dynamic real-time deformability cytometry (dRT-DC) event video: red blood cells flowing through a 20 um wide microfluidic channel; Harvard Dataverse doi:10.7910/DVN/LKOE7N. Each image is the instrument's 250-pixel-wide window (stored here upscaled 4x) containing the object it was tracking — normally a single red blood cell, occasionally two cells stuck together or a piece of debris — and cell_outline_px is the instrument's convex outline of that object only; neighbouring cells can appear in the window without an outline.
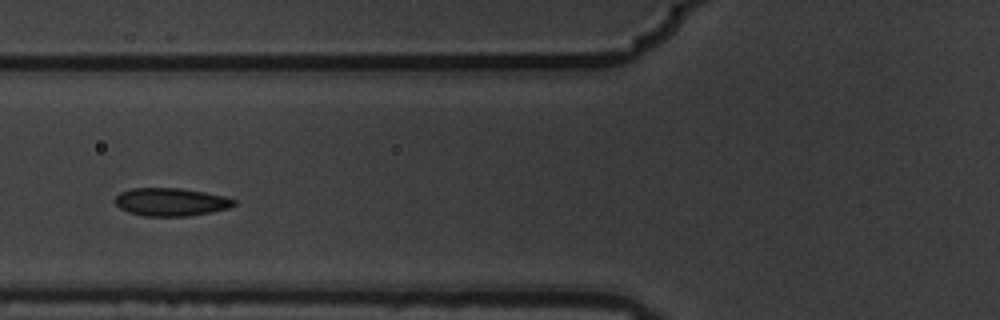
{"species": "common noctule bat (a hibernating species)", "species_latin": "Nyctalus noctula", "temperature_condition": "warm", "stored_images_in_passage": 9, "camera_frame_rate_fps": 3000, "um_per_image_px": 0.085, "animal": {"sex": "male", "body_mass_g": 19.5, "forearm_length_mm": 54.6}, "frame": {"image": 1, "passage_image": 4, "time_ms": 1.0, "image_size_px": [1000, 320], "cell_outline_px": [[236, 204], [228, 208], [212, 212], [188, 216], [144, 216], [128, 212], [120, 208], [112, 200], [120, 192], [132, 188], [180, 188], [204, 192], [224, 196], [236, 200]], "centroid_in_image_um": [14.5, 17.17], "position_along_channel_um": 111.3, "area_um2": 19.48}}
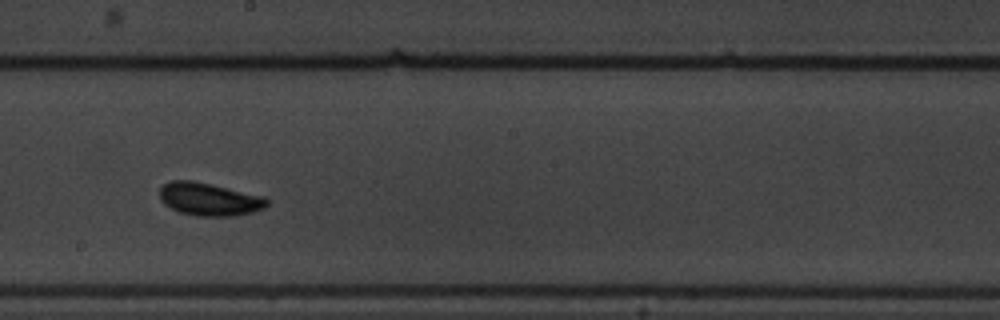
{"frame": {"image": 2, "passage_image": 7, "time_ms": 2.0, "image_size_px": [1000, 320], "cell_outline_px": [[268, 204], [264, 208], [252, 212], [232, 216], [196, 216], [180, 212], [164, 204], [160, 200], [160, 188], [164, 184], [172, 180], [192, 180], [212, 184], [264, 196], [268, 200]], "centroid_in_image_um": [17.78, 16.93], "position_along_channel_um": 230.4, "area_um2": 20.58}}
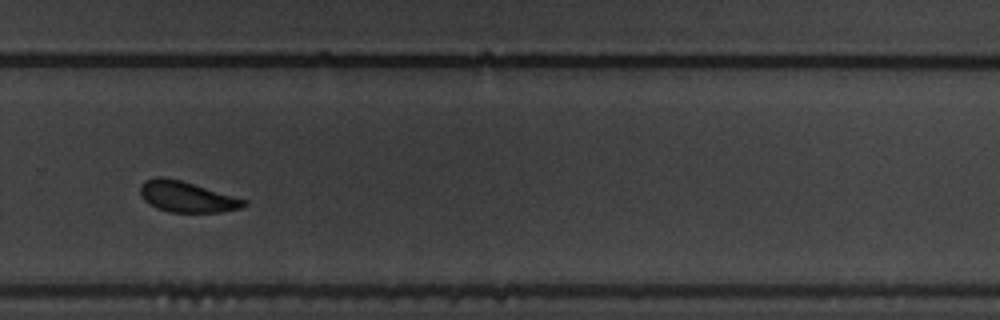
{"frame": {"image": 3, "passage_image": 9, "time_ms": 2.667, "image_size_px": [1000, 320], "cell_outline_px": [[248, 204], [244, 208], [220, 212], [168, 212], [156, 208], [148, 204], [140, 196], [140, 184], [144, 180], [156, 176], [164, 176], [180, 180], [248, 200]], "centroid_in_image_um": [15.86, 16.72], "position_along_channel_um": 313.9, "area_um2": 18.9}}